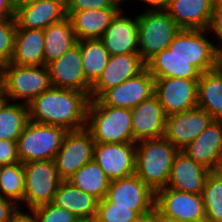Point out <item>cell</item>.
Masks as SVG:
<instances>
[{"label": "cell", "mask_w": 222, "mask_h": 222, "mask_svg": "<svg viewBox=\"0 0 222 222\" xmlns=\"http://www.w3.org/2000/svg\"><path fill=\"white\" fill-rule=\"evenodd\" d=\"M11 6L16 28L44 29L67 17L65 0H39Z\"/></svg>", "instance_id": "cell-17"}, {"label": "cell", "mask_w": 222, "mask_h": 222, "mask_svg": "<svg viewBox=\"0 0 222 222\" xmlns=\"http://www.w3.org/2000/svg\"><path fill=\"white\" fill-rule=\"evenodd\" d=\"M12 12L11 0H0V13Z\"/></svg>", "instance_id": "cell-45"}, {"label": "cell", "mask_w": 222, "mask_h": 222, "mask_svg": "<svg viewBox=\"0 0 222 222\" xmlns=\"http://www.w3.org/2000/svg\"><path fill=\"white\" fill-rule=\"evenodd\" d=\"M94 140L86 129L67 131L54 162L57 174L67 181L80 167L93 160Z\"/></svg>", "instance_id": "cell-10"}, {"label": "cell", "mask_w": 222, "mask_h": 222, "mask_svg": "<svg viewBox=\"0 0 222 222\" xmlns=\"http://www.w3.org/2000/svg\"><path fill=\"white\" fill-rule=\"evenodd\" d=\"M134 222H158L155 211L152 213H149L144 216H140L136 221Z\"/></svg>", "instance_id": "cell-44"}, {"label": "cell", "mask_w": 222, "mask_h": 222, "mask_svg": "<svg viewBox=\"0 0 222 222\" xmlns=\"http://www.w3.org/2000/svg\"><path fill=\"white\" fill-rule=\"evenodd\" d=\"M208 29H180L168 49L193 65L201 74L216 69L217 45L206 37ZM216 45V46H215Z\"/></svg>", "instance_id": "cell-7"}, {"label": "cell", "mask_w": 222, "mask_h": 222, "mask_svg": "<svg viewBox=\"0 0 222 222\" xmlns=\"http://www.w3.org/2000/svg\"><path fill=\"white\" fill-rule=\"evenodd\" d=\"M127 0H125L126 2ZM144 4L147 3L148 9L147 10H166L170 4L171 0H141Z\"/></svg>", "instance_id": "cell-42"}, {"label": "cell", "mask_w": 222, "mask_h": 222, "mask_svg": "<svg viewBox=\"0 0 222 222\" xmlns=\"http://www.w3.org/2000/svg\"><path fill=\"white\" fill-rule=\"evenodd\" d=\"M89 101L84 92L51 87L27 104L29 120L80 130L86 128Z\"/></svg>", "instance_id": "cell-1"}, {"label": "cell", "mask_w": 222, "mask_h": 222, "mask_svg": "<svg viewBox=\"0 0 222 222\" xmlns=\"http://www.w3.org/2000/svg\"><path fill=\"white\" fill-rule=\"evenodd\" d=\"M178 152L164 137L137 142L135 174L156 193L167 186Z\"/></svg>", "instance_id": "cell-2"}, {"label": "cell", "mask_w": 222, "mask_h": 222, "mask_svg": "<svg viewBox=\"0 0 222 222\" xmlns=\"http://www.w3.org/2000/svg\"><path fill=\"white\" fill-rule=\"evenodd\" d=\"M46 66L52 87L84 92L90 98L92 84L85 77L78 44Z\"/></svg>", "instance_id": "cell-14"}, {"label": "cell", "mask_w": 222, "mask_h": 222, "mask_svg": "<svg viewBox=\"0 0 222 222\" xmlns=\"http://www.w3.org/2000/svg\"><path fill=\"white\" fill-rule=\"evenodd\" d=\"M134 142L164 137L166 115L155 95L131 109Z\"/></svg>", "instance_id": "cell-21"}, {"label": "cell", "mask_w": 222, "mask_h": 222, "mask_svg": "<svg viewBox=\"0 0 222 222\" xmlns=\"http://www.w3.org/2000/svg\"><path fill=\"white\" fill-rule=\"evenodd\" d=\"M155 78L145 68L138 75L106 90L98 99L111 107L132 109L154 95Z\"/></svg>", "instance_id": "cell-16"}, {"label": "cell", "mask_w": 222, "mask_h": 222, "mask_svg": "<svg viewBox=\"0 0 222 222\" xmlns=\"http://www.w3.org/2000/svg\"><path fill=\"white\" fill-rule=\"evenodd\" d=\"M20 162L17 154V142L0 139V166Z\"/></svg>", "instance_id": "cell-39"}, {"label": "cell", "mask_w": 222, "mask_h": 222, "mask_svg": "<svg viewBox=\"0 0 222 222\" xmlns=\"http://www.w3.org/2000/svg\"><path fill=\"white\" fill-rule=\"evenodd\" d=\"M20 212L19 205H16L11 200L4 199L0 195V222H14Z\"/></svg>", "instance_id": "cell-41"}, {"label": "cell", "mask_w": 222, "mask_h": 222, "mask_svg": "<svg viewBox=\"0 0 222 222\" xmlns=\"http://www.w3.org/2000/svg\"><path fill=\"white\" fill-rule=\"evenodd\" d=\"M37 222H79L80 220L66 209L53 202L33 208L30 212Z\"/></svg>", "instance_id": "cell-37"}, {"label": "cell", "mask_w": 222, "mask_h": 222, "mask_svg": "<svg viewBox=\"0 0 222 222\" xmlns=\"http://www.w3.org/2000/svg\"><path fill=\"white\" fill-rule=\"evenodd\" d=\"M93 160L112 181L135 174L136 142L95 143Z\"/></svg>", "instance_id": "cell-13"}, {"label": "cell", "mask_w": 222, "mask_h": 222, "mask_svg": "<svg viewBox=\"0 0 222 222\" xmlns=\"http://www.w3.org/2000/svg\"><path fill=\"white\" fill-rule=\"evenodd\" d=\"M201 196L206 222H222V173L219 170L208 174Z\"/></svg>", "instance_id": "cell-34"}, {"label": "cell", "mask_w": 222, "mask_h": 222, "mask_svg": "<svg viewBox=\"0 0 222 222\" xmlns=\"http://www.w3.org/2000/svg\"><path fill=\"white\" fill-rule=\"evenodd\" d=\"M67 181L98 200L106 197L110 183V180L94 160L80 167Z\"/></svg>", "instance_id": "cell-30"}, {"label": "cell", "mask_w": 222, "mask_h": 222, "mask_svg": "<svg viewBox=\"0 0 222 222\" xmlns=\"http://www.w3.org/2000/svg\"><path fill=\"white\" fill-rule=\"evenodd\" d=\"M98 199L74 187L68 181H61L55 193L53 203L73 213L80 221L93 222Z\"/></svg>", "instance_id": "cell-25"}, {"label": "cell", "mask_w": 222, "mask_h": 222, "mask_svg": "<svg viewBox=\"0 0 222 222\" xmlns=\"http://www.w3.org/2000/svg\"><path fill=\"white\" fill-rule=\"evenodd\" d=\"M9 64L45 65L43 29L16 28L14 54Z\"/></svg>", "instance_id": "cell-26"}, {"label": "cell", "mask_w": 222, "mask_h": 222, "mask_svg": "<svg viewBox=\"0 0 222 222\" xmlns=\"http://www.w3.org/2000/svg\"><path fill=\"white\" fill-rule=\"evenodd\" d=\"M146 69L154 78L199 79L201 73L188 61L175 56L168 48L146 62Z\"/></svg>", "instance_id": "cell-27"}, {"label": "cell", "mask_w": 222, "mask_h": 222, "mask_svg": "<svg viewBox=\"0 0 222 222\" xmlns=\"http://www.w3.org/2000/svg\"><path fill=\"white\" fill-rule=\"evenodd\" d=\"M16 21L13 12L0 13V73L14 54Z\"/></svg>", "instance_id": "cell-35"}, {"label": "cell", "mask_w": 222, "mask_h": 222, "mask_svg": "<svg viewBox=\"0 0 222 222\" xmlns=\"http://www.w3.org/2000/svg\"><path fill=\"white\" fill-rule=\"evenodd\" d=\"M181 151L210 172L218 171L222 163V120H213Z\"/></svg>", "instance_id": "cell-18"}, {"label": "cell", "mask_w": 222, "mask_h": 222, "mask_svg": "<svg viewBox=\"0 0 222 222\" xmlns=\"http://www.w3.org/2000/svg\"><path fill=\"white\" fill-rule=\"evenodd\" d=\"M37 1L39 0H11V5H24Z\"/></svg>", "instance_id": "cell-47"}, {"label": "cell", "mask_w": 222, "mask_h": 222, "mask_svg": "<svg viewBox=\"0 0 222 222\" xmlns=\"http://www.w3.org/2000/svg\"><path fill=\"white\" fill-rule=\"evenodd\" d=\"M166 11L180 29H209L213 4L211 0H171Z\"/></svg>", "instance_id": "cell-23"}, {"label": "cell", "mask_w": 222, "mask_h": 222, "mask_svg": "<svg viewBox=\"0 0 222 222\" xmlns=\"http://www.w3.org/2000/svg\"><path fill=\"white\" fill-rule=\"evenodd\" d=\"M43 32L45 65L61 57L67 50L75 46L78 41L68 16L44 28Z\"/></svg>", "instance_id": "cell-28"}, {"label": "cell", "mask_w": 222, "mask_h": 222, "mask_svg": "<svg viewBox=\"0 0 222 222\" xmlns=\"http://www.w3.org/2000/svg\"><path fill=\"white\" fill-rule=\"evenodd\" d=\"M9 101L8 95L4 87L0 84V110L6 105Z\"/></svg>", "instance_id": "cell-46"}, {"label": "cell", "mask_w": 222, "mask_h": 222, "mask_svg": "<svg viewBox=\"0 0 222 222\" xmlns=\"http://www.w3.org/2000/svg\"><path fill=\"white\" fill-rule=\"evenodd\" d=\"M219 171L222 173V163L220 165Z\"/></svg>", "instance_id": "cell-51"}, {"label": "cell", "mask_w": 222, "mask_h": 222, "mask_svg": "<svg viewBox=\"0 0 222 222\" xmlns=\"http://www.w3.org/2000/svg\"><path fill=\"white\" fill-rule=\"evenodd\" d=\"M86 129L95 143L134 142L131 110L104 105L99 99L89 101Z\"/></svg>", "instance_id": "cell-3"}, {"label": "cell", "mask_w": 222, "mask_h": 222, "mask_svg": "<svg viewBox=\"0 0 222 222\" xmlns=\"http://www.w3.org/2000/svg\"><path fill=\"white\" fill-rule=\"evenodd\" d=\"M0 84L6 90L9 101L22 100L21 103L28 104L44 91L49 90V71L43 66H20L8 64L1 71Z\"/></svg>", "instance_id": "cell-6"}, {"label": "cell", "mask_w": 222, "mask_h": 222, "mask_svg": "<svg viewBox=\"0 0 222 222\" xmlns=\"http://www.w3.org/2000/svg\"><path fill=\"white\" fill-rule=\"evenodd\" d=\"M122 10L100 38L110 56L138 54V15L125 17Z\"/></svg>", "instance_id": "cell-20"}, {"label": "cell", "mask_w": 222, "mask_h": 222, "mask_svg": "<svg viewBox=\"0 0 222 222\" xmlns=\"http://www.w3.org/2000/svg\"><path fill=\"white\" fill-rule=\"evenodd\" d=\"M146 68L139 54L110 56L101 76L92 85L90 99H98L106 90L138 75Z\"/></svg>", "instance_id": "cell-19"}, {"label": "cell", "mask_w": 222, "mask_h": 222, "mask_svg": "<svg viewBox=\"0 0 222 222\" xmlns=\"http://www.w3.org/2000/svg\"><path fill=\"white\" fill-rule=\"evenodd\" d=\"M28 121V105L8 101L0 110V139L17 142Z\"/></svg>", "instance_id": "cell-32"}, {"label": "cell", "mask_w": 222, "mask_h": 222, "mask_svg": "<svg viewBox=\"0 0 222 222\" xmlns=\"http://www.w3.org/2000/svg\"><path fill=\"white\" fill-rule=\"evenodd\" d=\"M66 133L62 127L29 120L17 139L20 162L54 160Z\"/></svg>", "instance_id": "cell-4"}, {"label": "cell", "mask_w": 222, "mask_h": 222, "mask_svg": "<svg viewBox=\"0 0 222 222\" xmlns=\"http://www.w3.org/2000/svg\"><path fill=\"white\" fill-rule=\"evenodd\" d=\"M199 79L155 78L154 95L166 116L197 107Z\"/></svg>", "instance_id": "cell-12"}, {"label": "cell", "mask_w": 222, "mask_h": 222, "mask_svg": "<svg viewBox=\"0 0 222 222\" xmlns=\"http://www.w3.org/2000/svg\"><path fill=\"white\" fill-rule=\"evenodd\" d=\"M106 198L115 206L131 207L140 216L155 211L156 193L136 174L110 181Z\"/></svg>", "instance_id": "cell-11"}, {"label": "cell", "mask_w": 222, "mask_h": 222, "mask_svg": "<svg viewBox=\"0 0 222 222\" xmlns=\"http://www.w3.org/2000/svg\"><path fill=\"white\" fill-rule=\"evenodd\" d=\"M122 9H88L82 11H66L72 22L73 31L78 41L100 39L113 18Z\"/></svg>", "instance_id": "cell-24"}, {"label": "cell", "mask_w": 222, "mask_h": 222, "mask_svg": "<svg viewBox=\"0 0 222 222\" xmlns=\"http://www.w3.org/2000/svg\"><path fill=\"white\" fill-rule=\"evenodd\" d=\"M209 173L208 169L179 151L174 158L166 187L181 192L201 194Z\"/></svg>", "instance_id": "cell-22"}, {"label": "cell", "mask_w": 222, "mask_h": 222, "mask_svg": "<svg viewBox=\"0 0 222 222\" xmlns=\"http://www.w3.org/2000/svg\"><path fill=\"white\" fill-rule=\"evenodd\" d=\"M77 44L80 47L85 77L93 85L108 63L109 52L100 39L80 40L77 41Z\"/></svg>", "instance_id": "cell-31"}, {"label": "cell", "mask_w": 222, "mask_h": 222, "mask_svg": "<svg viewBox=\"0 0 222 222\" xmlns=\"http://www.w3.org/2000/svg\"><path fill=\"white\" fill-rule=\"evenodd\" d=\"M216 68L221 72L222 74V52H218V59H217V66Z\"/></svg>", "instance_id": "cell-49"}, {"label": "cell", "mask_w": 222, "mask_h": 222, "mask_svg": "<svg viewBox=\"0 0 222 222\" xmlns=\"http://www.w3.org/2000/svg\"><path fill=\"white\" fill-rule=\"evenodd\" d=\"M125 0H65L66 11L120 8Z\"/></svg>", "instance_id": "cell-38"}, {"label": "cell", "mask_w": 222, "mask_h": 222, "mask_svg": "<svg viewBox=\"0 0 222 222\" xmlns=\"http://www.w3.org/2000/svg\"><path fill=\"white\" fill-rule=\"evenodd\" d=\"M214 119L202 108L195 107L166 116L164 138L179 151L194 141Z\"/></svg>", "instance_id": "cell-15"}, {"label": "cell", "mask_w": 222, "mask_h": 222, "mask_svg": "<svg viewBox=\"0 0 222 222\" xmlns=\"http://www.w3.org/2000/svg\"><path fill=\"white\" fill-rule=\"evenodd\" d=\"M211 2H212L213 5H215V4L219 3V2H222V0H211Z\"/></svg>", "instance_id": "cell-50"}, {"label": "cell", "mask_w": 222, "mask_h": 222, "mask_svg": "<svg viewBox=\"0 0 222 222\" xmlns=\"http://www.w3.org/2000/svg\"><path fill=\"white\" fill-rule=\"evenodd\" d=\"M25 172V191L23 203L29 210L52 203L57 188L62 181L56 169L54 160H41L23 163Z\"/></svg>", "instance_id": "cell-8"}, {"label": "cell", "mask_w": 222, "mask_h": 222, "mask_svg": "<svg viewBox=\"0 0 222 222\" xmlns=\"http://www.w3.org/2000/svg\"><path fill=\"white\" fill-rule=\"evenodd\" d=\"M23 163L17 162L0 167V195L17 203L23 201L25 191Z\"/></svg>", "instance_id": "cell-33"}, {"label": "cell", "mask_w": 222, "mask_h": 222, "mask_svg": "<svg viewBox=\"0 0 222 222\" xmlns=\"http://www.w3.org/2000/svg\"><path fill=\"white\" fill-rule=\"evenodd\" d=\"M158 222H187V221H182L179 219L175 218H169V217H157Z\"/></svg>", "instance_id": "cell-48"}, {"label": "cell", "mask_w": 222, "mask_h": 222, "mask_svg": "<svg viewBox=\"0 0 222 222\" xmlns=\"http://www.w3.org/2000/svg\"><path fill=\"white\" fill-rule=\"evenodd\" d=\"M140 215L131 207L115 206L106 197L98 201L93 222H134Z\"/></svg>", "instance_id": "cell-36"}, {"label": "cell", "mask_w": 222, "mask_h": 222, "mask_svg": "<svg viewBox=\"0 0 222 222\" xmlns=\"http://www.w3.org/2000/svg\"><path fill=\"white\" fill-rule=\"evenodd\" d=\"M138 15V54L146 63L168 48L180 31L166 10H147Z\"/></svg>", "instance_id": "cell-5"}, {"label": "cell", "mask_w": 222, "mask_h": 222, "mask_svg": "<svg viewBox=\"0 0 222 222\" xmlns=\"http://www.w3.org/2000/svg\"><path fill=\"white\" fill-rule=\"evenodd\" d=\"M14 222H37L32 215L21 211L15 218Z\"/></svg>", "instance_id": "cell-43"}, {"label": "cell", "mask_w": 222, "mask_h": 222, "mask_svg": "<svg viewBox=\"0 0 222 222\" xmlns=\"http://www.w3.org/2000/svg\"><path fill=\"white\" fill-rule=\"evenodd\" d=\"M197 106L214 120H222V74L217 68L200 75Z\"/></svg>", "instance_id": "cell-29"}, {"label": "cell", "mask_w": 222, "mask_h": 222, "mask_svg": "<svg viewBox=\"0 0 222 222\" xmlns=\"http://www.w3.org/2000/svg\"><path fill=\"white\" fill-rule=\"evenodd\" d=\"M156 217H169L187 222H206L201 194L181 192L169 187L156 192Z\"/></svg>", "instance_id": "cell-9"}, {"label": "cell", "mask_w": 222, "mask_h": 222, "mask_svg": "<svg viewBox=\"0 0 222 222\" xmlns=\"http://www.w3.org/2000/svg\"><path fill=\"white\" fill-rule=\"evenodd\" d=\"M208 30L217 35L216 37L220 40V44L216 49L218 52H222V2L213 5L212 20Z\"/></svg>", "instance_id": "cell-40"}]
</instances>
